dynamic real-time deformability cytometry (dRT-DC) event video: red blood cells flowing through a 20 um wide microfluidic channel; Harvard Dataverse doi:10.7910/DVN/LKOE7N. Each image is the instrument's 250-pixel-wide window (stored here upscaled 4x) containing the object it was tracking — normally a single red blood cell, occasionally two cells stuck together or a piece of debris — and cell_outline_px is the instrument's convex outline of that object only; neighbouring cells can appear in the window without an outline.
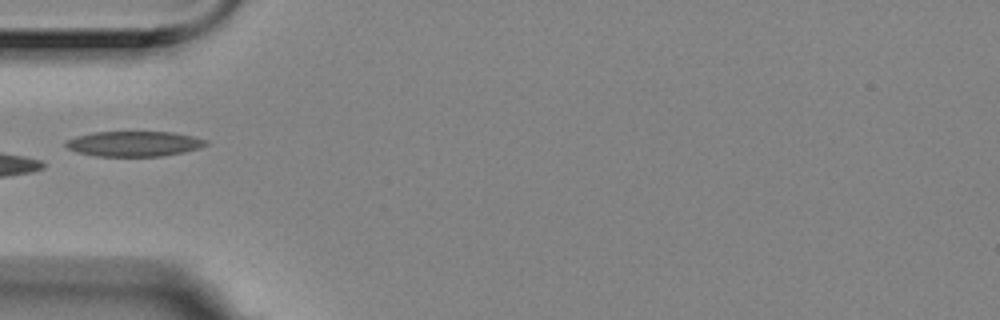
{"species": "Egyptian fruit bat (a non-hibernating species)", "species_latin": "Rousettus aegyptiacus", "temperature_condition": "room temperature", "stored_images_in_passage": 4, "camera_frame_rate_fps": 3000, "um_per_image_px": 0.085, "animal": {"sex": "female"}, "frame": {"image": 1, "passage_image": 4, "time_ms": 1.0, "image_size_px": [1000, 320], "cell_outline_px": [[208, 144], [200, 148], [184, 152], [164, 156], [96, 156], [80, 152], [68, 148], [64, 144], [64, 140], [76, 136], [92, 132], [172, 132], [192, 136], [208, 140]], "centroid_in_image_um": [11.4, 12.22], "position_along_channel_um": 73.6, "area_um2": 20.63}}